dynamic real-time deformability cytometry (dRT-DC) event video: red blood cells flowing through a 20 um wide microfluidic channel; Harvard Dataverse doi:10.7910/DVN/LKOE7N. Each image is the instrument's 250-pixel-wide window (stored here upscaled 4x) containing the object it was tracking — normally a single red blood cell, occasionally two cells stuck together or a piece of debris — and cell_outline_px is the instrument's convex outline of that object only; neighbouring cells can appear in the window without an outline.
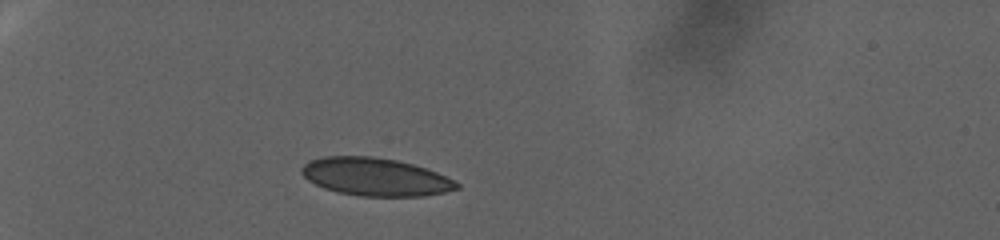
{"species": "human", "species_latin": "Homo sapiens", "temperature_condition": "warm", "stored_images_in_passage": 66, "camera_frame_rate_fps": 3000, "um_per_image_px": 0.085, "donor": {"sex": "female"}, "frame": {"image": 1, "passage_image": 1, "time_ms": 0.0, "image_size_px": [1000, 240], "cell_outline_px": [[460, 188], [444, 192], [424, 196], [360, 196], [336, 192], [324, 188], [308, 180], [300, 172], [300, 168], [308, 160], [324, 156], [372, 156], [396, 160], [412, 164], [436, 172], [456, 180], [460, 184]], "centroid_in_image_um": [31.89, 15.03], "position_along_channel_um": 53.1, "area_um2": 34.39}}
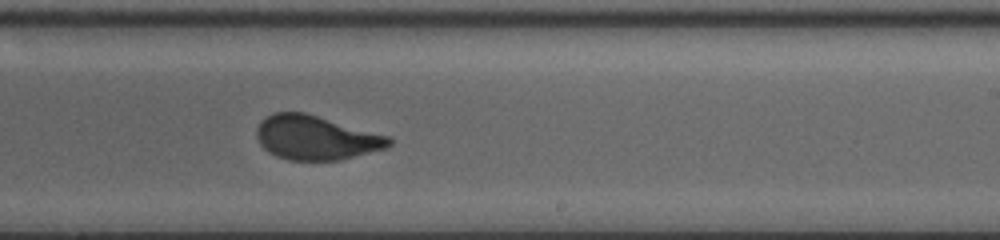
{"frame": {"image": 2, "passage_image": 35, "time_ms": 11.333, "image_size_px": [1000, 240], "cell_outline_px": [[392, 144], [388, 148], [340, 160], [288, 160], [276, 156], [268, 152], [260, 144], [256, 136], [256, 128], [260, 120], [272, 112], [304, 112], [392, 136]], "centroid_in_image_um": [26.87, 11.7], "position_along_channel_um": 262.1, "area_um2": 34.56}}
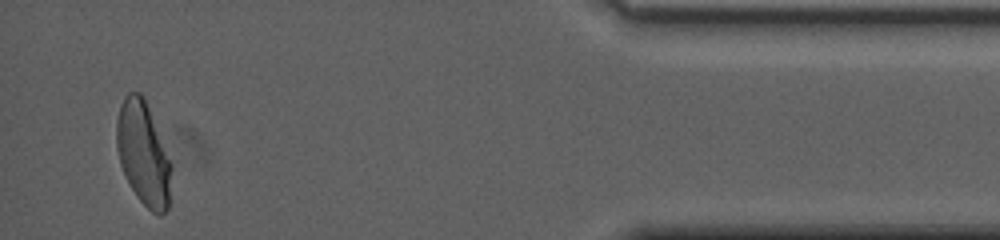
{"frame": {"image": 3, "passage_image": 63, "time_ms": 20.667, "image_size_px": [1000, 240], "cell_outline_px": [[172, 168], [168, 208], [160, 216], [152, 212], [136, 196], [124, 176], [120, 164], [116, 148], [116, 120], [120, 104], [124, 96], [128, 92], [140, 92], [144, 96], [172, 164]], "centroid_in_image_um": [12.16, 13.04], "position_along_channel_um": 423.0, "area_um2": 33.35}}